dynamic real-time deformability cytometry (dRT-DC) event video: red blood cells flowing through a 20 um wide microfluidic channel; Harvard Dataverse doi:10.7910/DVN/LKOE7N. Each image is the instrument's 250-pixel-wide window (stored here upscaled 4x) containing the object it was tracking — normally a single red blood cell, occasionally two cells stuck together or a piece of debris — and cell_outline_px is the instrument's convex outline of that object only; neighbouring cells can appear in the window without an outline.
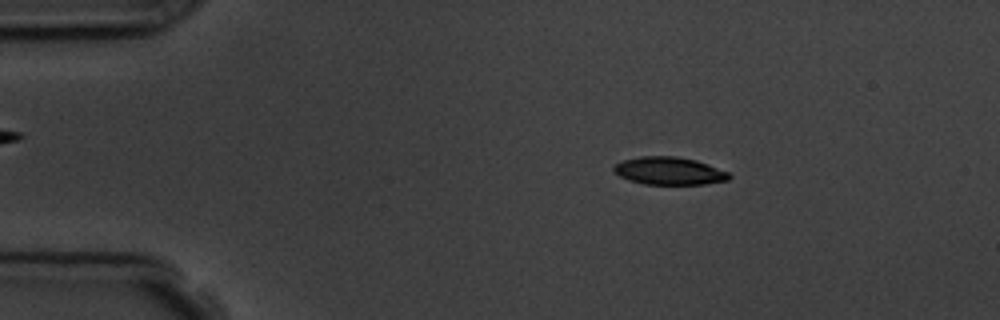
{"species": "common noctule bat (a hibernating species)", "species_latin": "Nyctalus noctula", "temperature_condition": "room temperature", "stored_images_in_passage": 5, "camera_frame_rate_fps": 3000, "um_per_image_px": 0.085, "animal": {"sex": "male", "body_mass_g": 19.5, "forearm_length_mm": 54.6}, "frame": {"image": 1, "passage_image": 2, "time_ms": 1.333, "image_size_px": [1000, 320], "cell_outline_px": [[732, 176], [728, 180], [704, 184], [644, 184], [628, 180], [612, 172], [612, 168], [616, 164], [624, 160], [640, 156], [676, 156], [696, 160], [708, 164], [728, 172]], "centroid_in_image_um": [56.86, 14.53], "position_along_channel_um": 28.1, "area_um2": 18.67}}
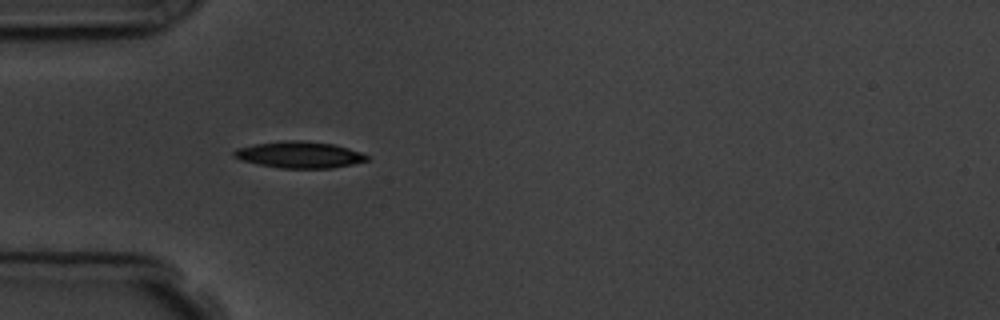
{"frame": {"image": 2, "passage_image": 4, "time_ms": 3.667, "image_size_px": [1000, 320], "cell_outline_px": [[368, 160], [352, 164], [332, 168], [280, 168], [240, 160], [232, 156], [232, 152], [236, 148], [256, 144], [280, 140], [300, 140], [332, 144], [348, 148], [360, 152], [368, 156]], "centroid_in_image_um": [25.41, 13.15], "position_along_channel_um": 59.6, "area_um2": 20.46}}